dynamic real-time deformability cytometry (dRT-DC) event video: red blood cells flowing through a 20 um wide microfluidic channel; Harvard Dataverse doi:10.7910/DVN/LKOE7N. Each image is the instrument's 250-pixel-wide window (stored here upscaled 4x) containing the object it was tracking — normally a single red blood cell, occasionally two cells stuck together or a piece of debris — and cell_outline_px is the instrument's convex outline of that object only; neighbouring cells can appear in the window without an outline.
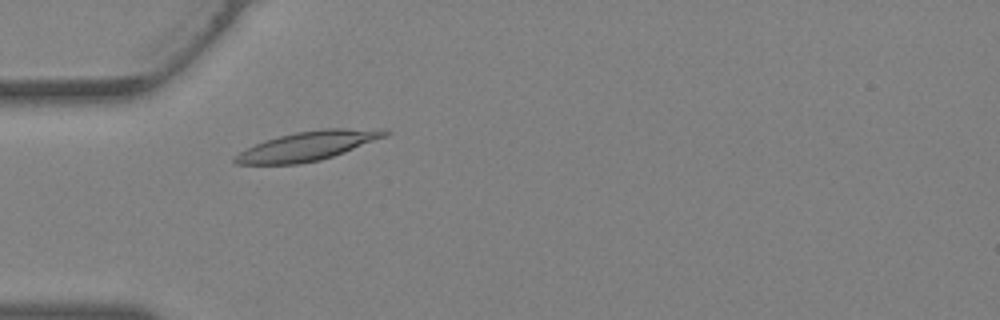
{"species": "Egyptian fruit bat (a non-hibernating species)", "species_latin": "Rousettus aegyptiacus", "temperature_condition": "warm", "stored_images_in_passage": 32, "camera_frame_rate_fps": 3000, "um_per_image_px": 0.085, "animal": {"sex": "female"}, "frame": {"image": 1, "passage_image": 5, "time_ms": 1.333, "image_size_px": [1000, 320], "cell_outline_px": [[392, 132], [384, 136], [344, 152], [320, 160], [300, 164], [236, 164], [232, 160], [240, 152], [256, 144], [280, 136], [296, 132], [324, 128], [388, 128]], "centroid_in_image_um": [26.21, 12.39], "position_along_channel_um": 58.8, "area_um2": 25.2}}
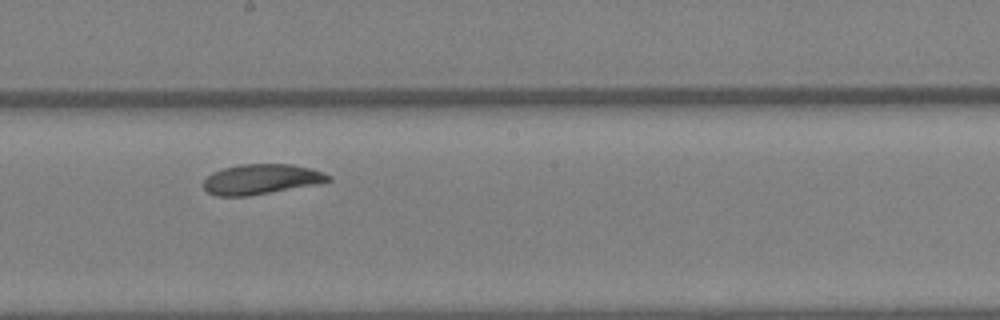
{"frame": {"image": 2, "passage_image": 15, "time_ms": 4.667, "image_size_px": [1000, 320], "cell_outline_px": [[332, 180], [316, 184], [248, 196], [216, 196], [208, 192], [204, 188], [204, 180], [212, 172], [224, 168], [240, 164], [292, 164], [312, 168], [332, 176]], "centroid_in_image_um": [22.21, 15.23], "position_along_channel_um": 226.0, "area_um2": 21.85}}
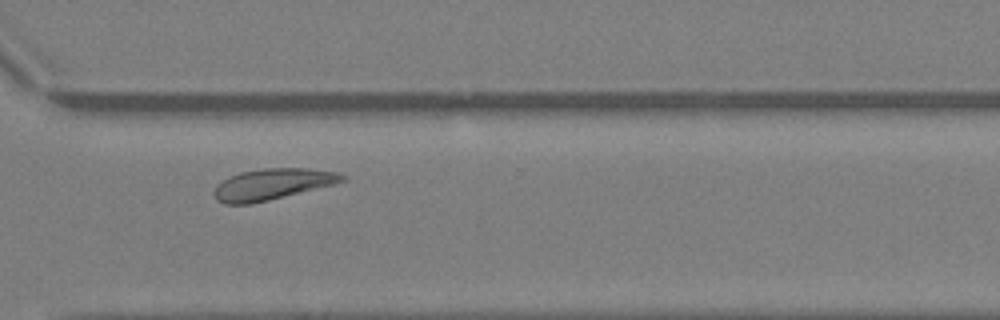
{"frame": {"image": 3, "passage_image": 22, "time_ms": 7.0, "image_size_px": [1000, 320], "cell_outline_px": [[348, 180], [252, 204], [224, 204], [216, 200], [216, 188], [224, 180], [240, 172], [264, 168], [308, 168], [340, 172], [348, 176]], "centroid_in_image_um": [23.22, 15.64], "position_along_channel_um": 347.4, "area_um2": 22.89}}